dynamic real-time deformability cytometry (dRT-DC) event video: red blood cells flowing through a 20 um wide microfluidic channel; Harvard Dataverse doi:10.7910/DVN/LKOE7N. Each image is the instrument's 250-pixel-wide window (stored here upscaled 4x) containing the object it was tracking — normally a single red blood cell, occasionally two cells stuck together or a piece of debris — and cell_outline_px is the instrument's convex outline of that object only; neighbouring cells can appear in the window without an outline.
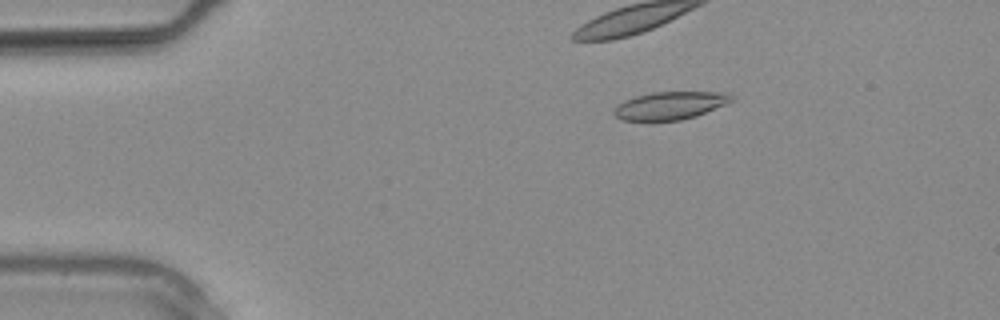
{"species": "common noctule bat (a hibernating species)", "species_latin": "Nyctalus noctula", "temperature_condition": "warm", "stored_images_in_passage": 13, "camera_frame_rate_fps": 3000, "um_per_image_px": 0.085, "animal": {"sex": "male", "body_mass_g": 20.4}, "frame": {"image": 1, "passage_image": 4, "time_ms": 1.0, "image_size_px": [1000, 320], "cell_outline_px": [[732, 100], [724, 104], [696, 116], [680, 120], [624, 120], [616, 116], [612, 112], [612, 108], [616, 104], [624, 100], [636, 96], [652, 92], [728, 92], [732, 96]], "centroid_in_image_um": [56.9, 8.96], "position_along_channel_um": 28.1, "area_um2": 18.9}}